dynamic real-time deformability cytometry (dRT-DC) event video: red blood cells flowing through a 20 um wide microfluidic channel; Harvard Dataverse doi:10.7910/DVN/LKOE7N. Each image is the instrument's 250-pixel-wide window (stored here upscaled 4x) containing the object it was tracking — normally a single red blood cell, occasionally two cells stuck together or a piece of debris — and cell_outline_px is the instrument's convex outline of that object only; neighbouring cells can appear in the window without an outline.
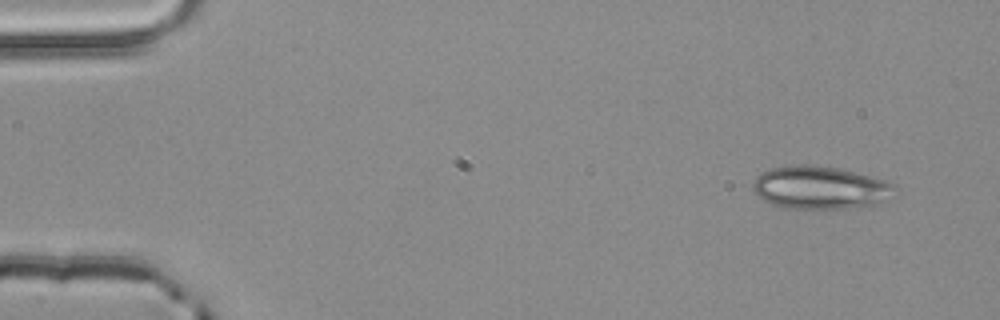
{"species": "common noctule bat (a hibernating species)", "species_latin": "Nyctalus noctula", "temperature_condition": "room temperature", "stored_images_in_passage": 3, "camera_frame_rate_fps": 3000, "um_per_image_px": 0.085, "animal": {"sex": "male", "body_mass_g": 20.4}, "frame": {"image": 1, "passage_image": 1, "time_ms": 0.0, "image_size_px": [1000, 320], "cell_outline_px": [[900, 192], [896, 196], [876, 204], [852, 208], [784, 208], [772, 204], [764, 200], [752, 188], [752, 184], [756, 176], [772, 168], [788, 164], [808, 164], [840, 168], [884, 180], [896, 184]], "centroid_in_image_um": [69.78, 15.94], "position_along_channel_um": 15.2, "area_um2": 35.89}}